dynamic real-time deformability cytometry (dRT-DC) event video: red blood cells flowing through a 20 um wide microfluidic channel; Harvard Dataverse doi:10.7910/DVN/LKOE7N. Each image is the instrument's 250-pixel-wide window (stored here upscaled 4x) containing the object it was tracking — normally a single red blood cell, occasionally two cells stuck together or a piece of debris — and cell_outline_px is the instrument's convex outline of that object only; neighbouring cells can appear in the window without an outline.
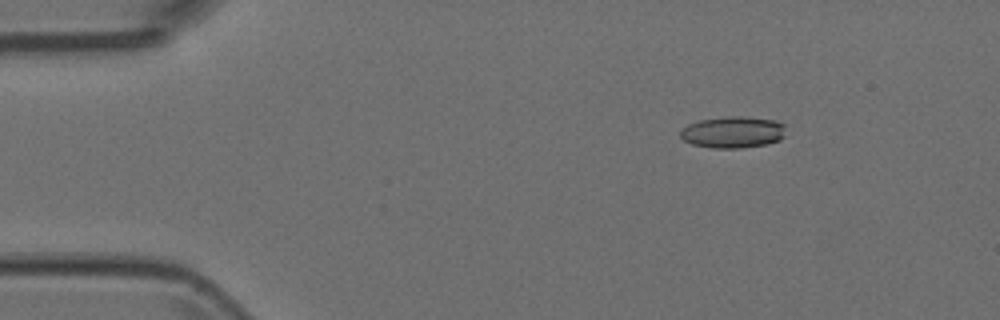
{"species": "Egyptian fruit bat (a non-hibernating species)", "species_latin": "Rousettus aegyptiacus", "temperature_condition": "room temperature", "stored_images_in_passage": 6, "camera_frame_rate_fps": 3000, "um_per_image_px": 0.085, "animal": {"sex": "female"}, "frame": {"image": 1, "passage_image": 3, "time_ms": 0.667, "image_size_px": [1000, 320], "cell_outline_px": [[784, 136], [780, 140], [768, 144], [740, 148], [712, 148], [692, 144], [684, 140], [680, 136], [680, 132], [688, 124], [700, 120], [728, 116], [744, 116], [776, 120], [784, 124]], "centroid_in_image_um": [62.32, 11.23], "position_along_channel_um": 22.7, "area_um2": 19.48}}
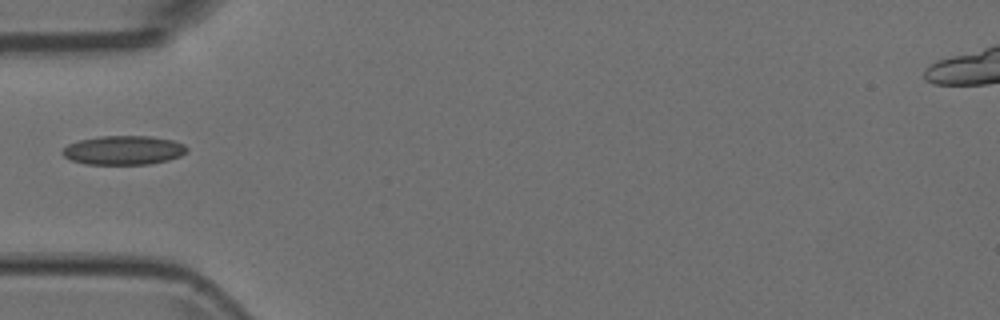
{"frame": {"image": 2, "passage_image": 6, "time_ms": 1.667, "image_size_px": [1000, 320], "cell_outline_px": [[188, 152], [180, 156], [168, 160], [148, 164], [84, 164], [72, 160], [64, 156], [60, 152], [68, 144], [80, 140], [100, 136], [148, 136], [172, 140], [184, 144], [188, 148]], "centroid_in_image_um": [10.51, 12.77], "position_along_channel_um": 74.5, "area_um2": 21.04}}